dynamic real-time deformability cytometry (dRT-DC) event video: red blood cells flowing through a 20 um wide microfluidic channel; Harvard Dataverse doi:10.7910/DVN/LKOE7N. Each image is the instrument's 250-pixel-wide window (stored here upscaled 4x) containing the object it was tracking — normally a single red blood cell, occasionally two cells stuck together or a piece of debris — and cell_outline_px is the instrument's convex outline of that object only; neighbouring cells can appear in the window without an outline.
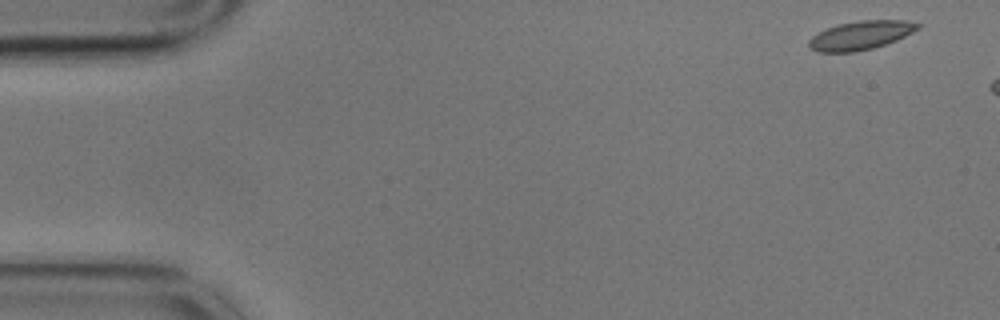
{"species": "common noctule bat (a hibernating species)", "species_latin": "Nyctalus noctula", "temperature_condition": "cold", "stored_images_in_passage": 12, "camera_frame_rate_fps": 3000, "um_per_image_px": 0.085, "animal": {"sex": "male", "body_mass_g": 17.9}, "frame": {"image": 1, "passage_image": 1, "time_ms": 0.0, "image_size_px": [1000, 320], "cell_outline_px": [[924, 24], [920, 28], [896, 40], [872, 48], [852, 52], [820, 52], [812, 48], [808, 44], [808, 40], [812, 36], [824, 28], [836, 24], [860, 20], [908, 20]], "centroid_in_image_um": [73.17, 2.97], "position_along_channel_um": 11.8, "area_um2": 18.32}}